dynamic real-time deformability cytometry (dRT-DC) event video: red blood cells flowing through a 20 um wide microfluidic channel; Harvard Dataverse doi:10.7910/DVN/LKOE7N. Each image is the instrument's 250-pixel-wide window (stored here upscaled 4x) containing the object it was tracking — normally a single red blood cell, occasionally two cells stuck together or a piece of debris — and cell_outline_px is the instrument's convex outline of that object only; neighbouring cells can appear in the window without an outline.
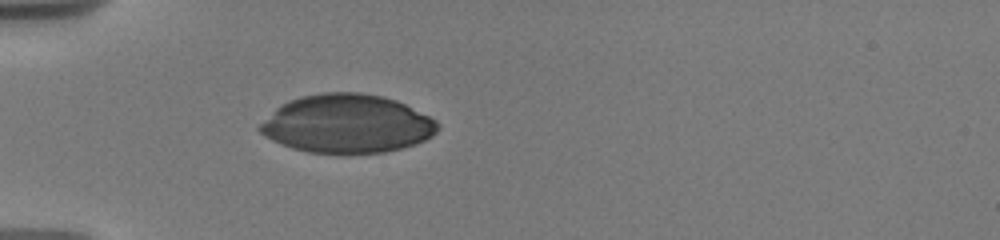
{"species": "human", "species_latin": "Homo sapiens", "temperature_condition": "warm", "stored_images_in_passage": 41, "camera_frame_rate_fps": 3000, "um_per_image_px": 0.085, "donor": {"sex": "male"}, "frame": {"image": 1, "passage_image": 1, "time_ms": 0.0, "image_size_px": [1000, 240], "cell_outline_px": [[440, 128], [432, 136], [416, 144], [404, 148], [384, 152], [308, 152], [292, 148], [272, 140], [264, 136], [256, 128], [276, 108], [288, 100], [300, 96], [324, 92], [360, 92], [380, 96], [396, 100], [436, 120], [440, 124]], "centroid_in_image_um": [29.49, 10.51], "position_along_channel_um": 55.5, "area_um2": 60.34}}
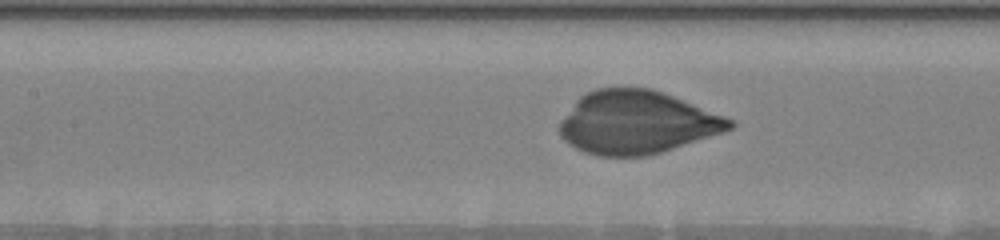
{"frame": {"image": 2, "passage_image": 10, "time_ms": 3.0, "image_size_px": [1000, 240], "cell_outline_px": [[736, 124], [732, 128], [724, 132], [660, 152], [644, 156], [596, 156], [584, 152], [568, 144], [560, 136], [560, 120], [576, 100], [584, 92], [596, 88], [652, 88], [724, 116], [732, 120]], "centroid_in_image_um": [54.09, 10.4], "position_along_channel_um": 153.3, "area_um2": 62.19}}
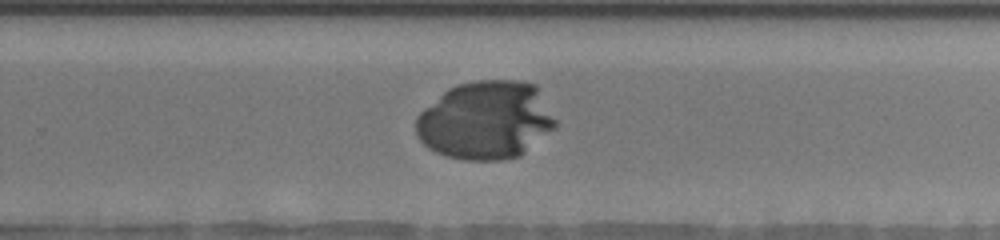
{"frame": {"image": 3, "passage_image": 20, "time_ms": 6.667, "image_size_px": [1000, 240], "cell_outline_px": [[556, 128], [520, 156], [500, 160], [464, 160], [448, 156], [436, 152], [428, 148], [416, 136], [416, 116], [424, 108], [448, 88], [456, 84], [476, 80], [520, 80], [536, 84], [556, 120]], "centroid_in_image_um": [41.29, 10.22], "position_along_channel_um": 288.5, "area_um2": 64.04}}